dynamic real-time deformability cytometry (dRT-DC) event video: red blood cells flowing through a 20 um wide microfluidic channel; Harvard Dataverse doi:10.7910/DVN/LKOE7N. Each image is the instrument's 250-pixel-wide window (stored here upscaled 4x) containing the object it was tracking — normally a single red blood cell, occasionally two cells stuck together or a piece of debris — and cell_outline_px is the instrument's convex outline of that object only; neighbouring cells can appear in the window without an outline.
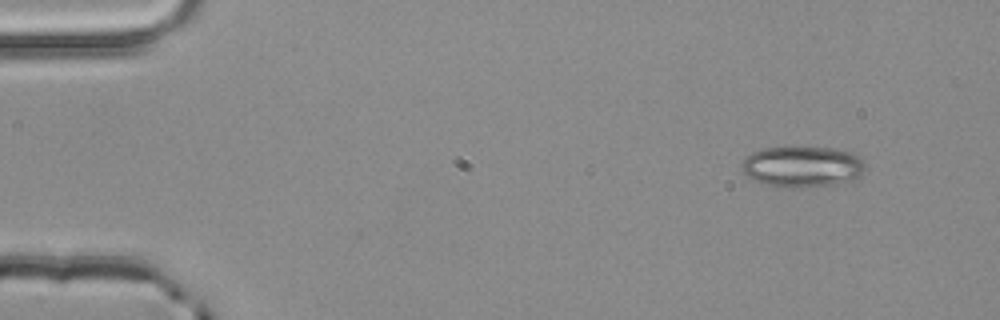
{"species": "common noctule bat (a hibernating species)", "species_latin": "Nyctalus noctula", "temperature_condition": "room temperature", "stored_images_in_passage": 3, "camera_frame_rate_fps": 3000, "um_per_image_px": 0.085, "animal": {"sex": "male", "body_mass_g": 20.4}, "frame": {"image": 1, "passage_image": 1, "time_ms": 0.0, "image_size_px": [1000, 320], "cell_outline_px": [[864, 168], [860, 176], [852, 180], [836, 184], [800, 188], [776, 188], [760, 184], [752, 180], [740, 168], [740, 164], [752, 152], [764, 148], [836, 148], [852, 152], [860, 156], [864, 164]], "centroid_in_image_um": [68.17, 14.19], "position_along_channel_um": 16.8, "area_um2": 29.82}}